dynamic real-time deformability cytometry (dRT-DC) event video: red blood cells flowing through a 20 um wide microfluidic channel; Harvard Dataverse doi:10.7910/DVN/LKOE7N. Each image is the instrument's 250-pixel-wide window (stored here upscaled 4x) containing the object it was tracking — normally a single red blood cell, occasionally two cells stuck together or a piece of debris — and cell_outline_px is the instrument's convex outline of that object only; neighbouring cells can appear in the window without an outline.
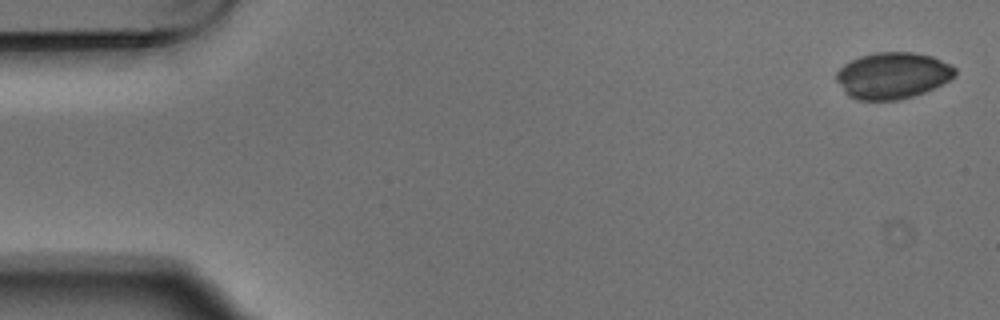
{"species": "Egyptian fruit bat (a non-hibernating species)", "species_latin": "Rousettus aegyptiacus", "temperature_condition": "warm", "stored_images_in_passage": 6, "camera_frame_rate_fps": 3000, "um_per_image_px": 0.085, "animal": {"sex": "male"}, "frame": {"image": 1, "passage_image": 1, "time_ms": 0.0, "image_size_px": [1000, 320], "cell_outline_px": [[956, 76], [924, 92], [900, 100], [856, 100], [848, 96], [844, 92], [836, 80], [836, 72], [844, 64], [860, 56], [876, 52], [916, 52], [932, 56], [952, 64], [956, 68]], "centroid_in_image_um": [75.87, 6.41], "position_along_channel_um": 9.1, "area_um2": 32.25}}